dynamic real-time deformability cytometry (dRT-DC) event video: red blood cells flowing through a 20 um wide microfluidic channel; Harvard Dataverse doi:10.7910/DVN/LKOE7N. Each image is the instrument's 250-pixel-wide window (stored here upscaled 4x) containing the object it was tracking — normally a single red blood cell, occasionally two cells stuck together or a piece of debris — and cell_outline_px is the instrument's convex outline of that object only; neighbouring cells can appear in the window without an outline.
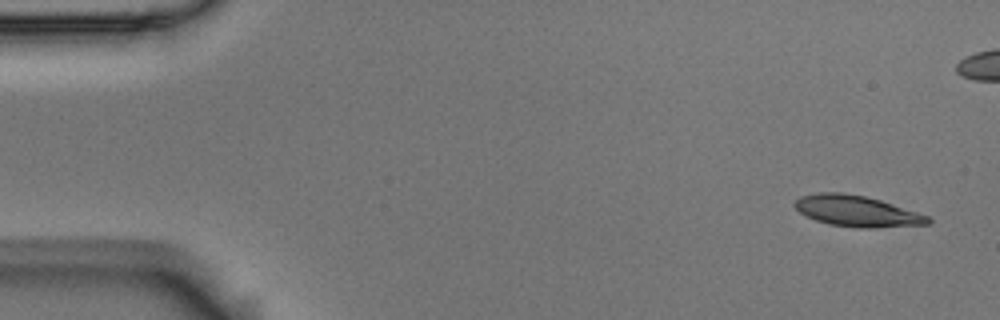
{"species": "Egyptian fruit bat (a non-hibernating species)", "species_latin": "Rousettus aegyptiacus", "temperature_condition": "room temperature", "stored_images_in_passage": 9, "segment_of_instrument_passage": [1, 2], "camera_frame_rate_fps": 3000, "um_per_image_px": 0.085, "animal": {"sex": "male"}, "frame": {"image": 1, "passage_image": 1, "time_ms": 0.0, "image_size_px": [1000, 320], "cell_outline_px": [[932, 224], [872, 228], [856, 228], [828, 224], [816, 220], [800, 212], [792, 204], [800, 196], [820, 192], [840, 192], [864, 196], [880, 200], [928, 216], [932, 220]], "centroid_in_image_um": [72.83, 17.95], "position_along_channel_um": 12.2, "area_um2": 23.99}}
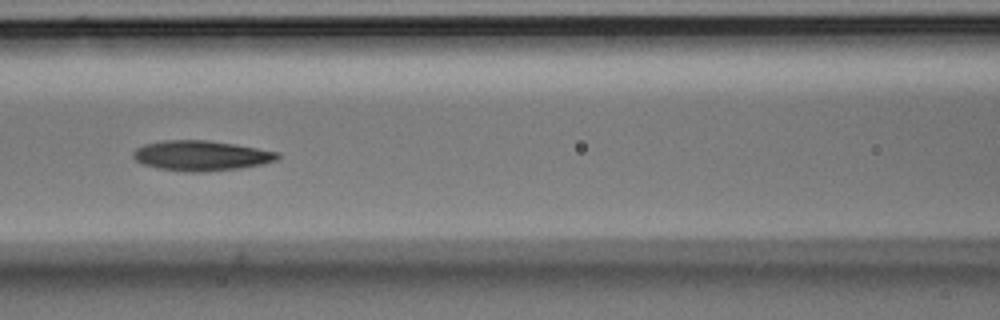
{"frame": {"image": 2, "passage_image": 7, "time_ms": 2.0, "image_size_px": [1000, 320], "cell_outline_px": [[280, 156], [276, 160], [264, 164], [240, 168], [204, 172], [188, 172], [160, 168], [144, 164], [136, 160], [132, 156], [132, 152], [136, 148], [144, 144], [164, 140], [208, 140], [236, 144], [280, 152]], "centroid_in_image_um": [17.12, 13.22], "position_along_channel_um": 149.5, "area_um2": 25.43}}
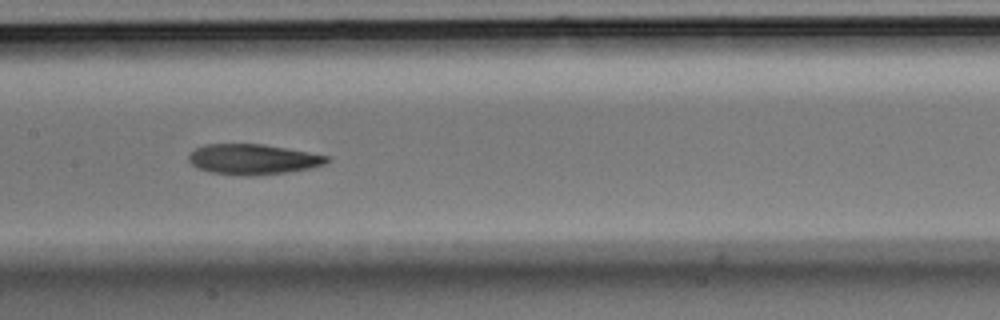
{"frame": {"image": 3, "passage_image": 8, "time_ms": 2.333, "image_size_px": [1000, 320], "cell_outline_px": [[332, 160], [324, 164], [308, 168], [288, 172], [252, 176], [240, 176], [212, 172], [196, 168], [188, 160], [188, 156], [196, 148], [204, 144], [264, 144], [308, 152], [328, 156]], "centroid_in_image_um": [21.49, 13.54], "position_along_channel_um": 185.9, "area_um2": 24.45}}